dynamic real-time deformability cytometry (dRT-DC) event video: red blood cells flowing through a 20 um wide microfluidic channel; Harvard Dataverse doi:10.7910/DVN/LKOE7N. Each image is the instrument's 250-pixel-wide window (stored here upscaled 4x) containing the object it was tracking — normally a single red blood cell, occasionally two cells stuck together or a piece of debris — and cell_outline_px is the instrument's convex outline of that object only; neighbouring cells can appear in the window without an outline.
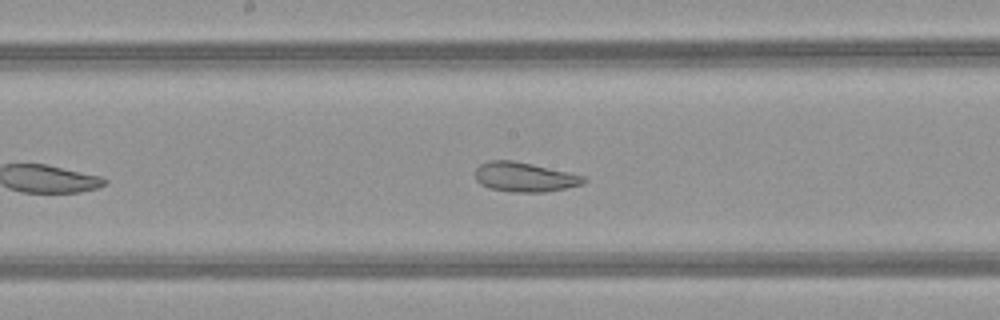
{"species": "common noctule bat (a hibernating species)", "species_latin": "Nyctalus noctula", "temperature_condition": "warm", "stored_images_in_passage": 25, "camera_frame_rate_fps": 3000, "um_per_image_px": 0.085, "animal": {"sex": "female", "body_mass_g": 21.9}, "frame": {"image": 1, "passage_image": 15, "time_ms": 4.667, "image_size_px": [1000, 320], "cell_outline_px": [[588, 180], [584, 184], [544, 192], [512, 192], [488, 188], [480, 184], [476, 180], [476, 168], [480, 164], [488, 160], [512, 160], [532, 164], [568, 172], [584, 176]], "centroid_in_image_um": [44.57, 15.05], "position_along_channel_um": 203.6, "area_um2": 18.67}}